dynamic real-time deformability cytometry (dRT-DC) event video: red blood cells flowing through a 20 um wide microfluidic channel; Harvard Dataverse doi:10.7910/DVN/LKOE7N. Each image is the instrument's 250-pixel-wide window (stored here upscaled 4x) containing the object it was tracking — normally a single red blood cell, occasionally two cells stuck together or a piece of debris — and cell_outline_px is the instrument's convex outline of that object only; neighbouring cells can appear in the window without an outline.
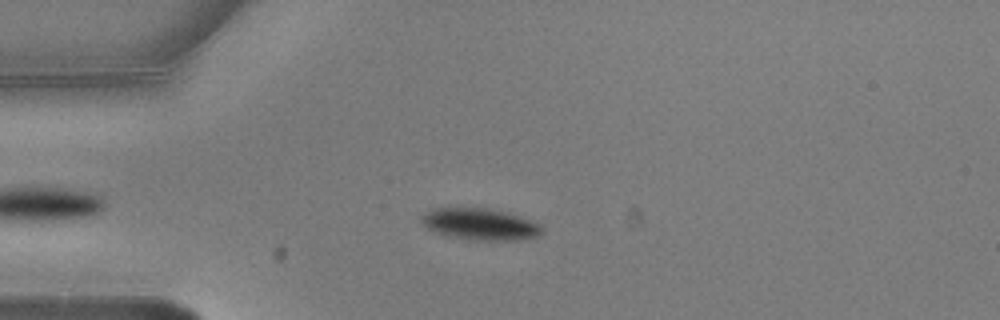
{"species": "common noctule bat (a hibernating species)", "species_latin": "Nyctalus noctula", "temperature_condition": "warm", "stored_images_in_passage": 8, "camera_frame_rate_fps": 3000, "um_per_image_px": 0.085, "animal": {"sex": "male", "body_mass_g": 20.5, "forearm_length_mm": 52.5}, "frame": {"image": 1, "passage_image": 4, "time_ms": 1.0, "image_size_px": [1000, 320], "cell_outline_px": [[544, 232], [536, 236], [516, 240], [488, 240], [456, 236], [440, 232], [428, 228], [420, 220], [420, 216], [424, 212], [432, 208], [448, 204], [492, 208], [508, 212], [520, 216], [540, 224], [544, 228]], "centroid_in_image_um": [40.78, 18.96], "position_along_channel_um": 44.2, "area_um2": 22.66}}
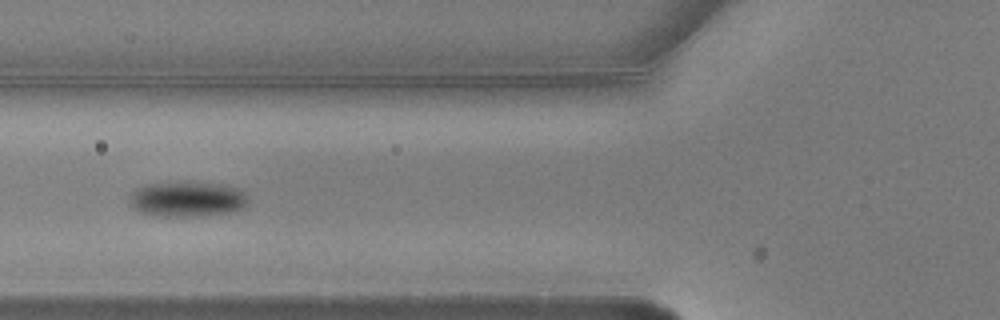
{"frame": {"image": 2, "passage_image": 6, "time_ms": 1.667, "image_size_px": [1000, 320], "cell_outline_px": [[248, 204], [244, 208], [236, 212], [204, 216], [164, 216], [140, 212], [132, 208], [128, 200], [128, 196], [136, 188], [144, 184], [168, 180], [192, 180], [224, 184], [236, 188], [244, 192], [248, 200]], "centroid_in_image_um": [15.91, 16.88], "position_along_channel_um": 109.9, "area_um2": 25.66}}